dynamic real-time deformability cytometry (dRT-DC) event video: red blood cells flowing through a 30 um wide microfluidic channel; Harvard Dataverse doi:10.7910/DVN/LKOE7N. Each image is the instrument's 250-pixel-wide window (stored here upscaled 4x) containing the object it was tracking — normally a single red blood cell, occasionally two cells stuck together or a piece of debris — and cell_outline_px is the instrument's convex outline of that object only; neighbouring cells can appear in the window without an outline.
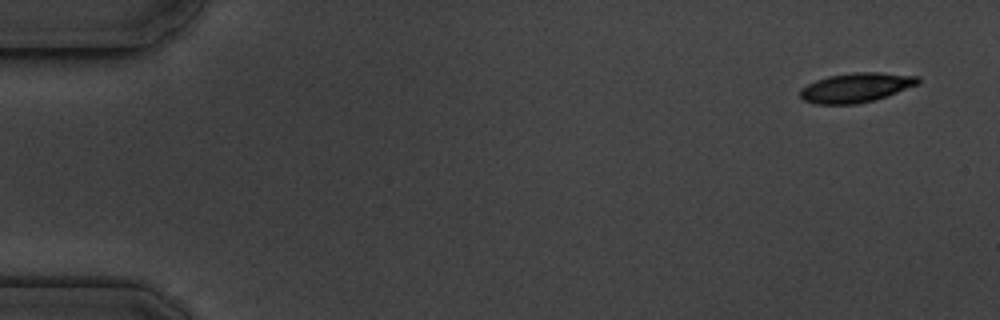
{"species": "common noctule bat (a hibernating species)", "species_latin": "Nyctalus noctula", "temperature_condition": "cold", "stored_images_in_passage": 5, "camera_frame_rate_fps": 3000, "um_per_image_px": 0.085, "animal": {"sex": "male", "body_mass_g": 19.5, "forearm_length_mm": 54.6}, "frame": {"image": 1, "passage_image": 1, "time_ms": 0.0, "image_size_px": [1000, 320], "cell_outline_px": [[920, 84], [872, 100], [856, 104], [816, 104], [804, 100], [800, 96], [800, 88], [816, 80], [828, 76], [856, 72], [880, 72], [920, 76]], "centroid_in_image_um": [72.77, 7.43], "position_along_channel_um": 12.2, "area_um2": 20.11}}
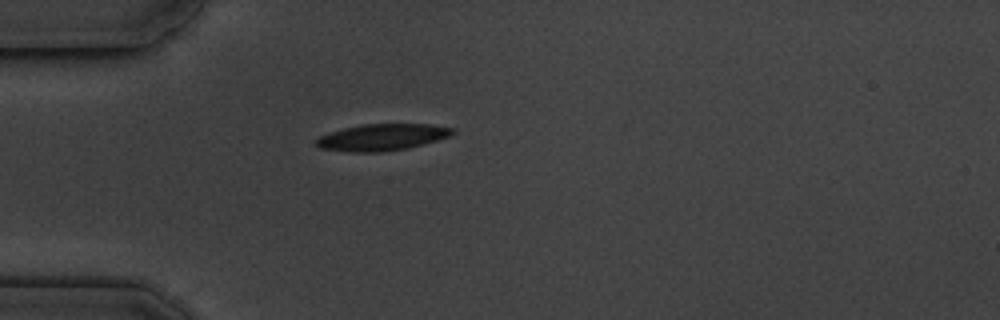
{"frame": {"image": 2, "passage_image": 4, "time_ms": 4.333, "image_size_px": [1000, 320], "cell_outline_px": [[456, 132], [448, 136], [436, 140], [408, 148], [380, 152], [352, 152], [320, 148], [316, 144], [316, 140], [320, 136], [328, 132], [344, 128], [364, 124], [432, 124], [456, 128]], "centroid_in_image_um": [32.49, 11.66], "position_along_channel_um": 52.5, "area_um2": 21.1}}